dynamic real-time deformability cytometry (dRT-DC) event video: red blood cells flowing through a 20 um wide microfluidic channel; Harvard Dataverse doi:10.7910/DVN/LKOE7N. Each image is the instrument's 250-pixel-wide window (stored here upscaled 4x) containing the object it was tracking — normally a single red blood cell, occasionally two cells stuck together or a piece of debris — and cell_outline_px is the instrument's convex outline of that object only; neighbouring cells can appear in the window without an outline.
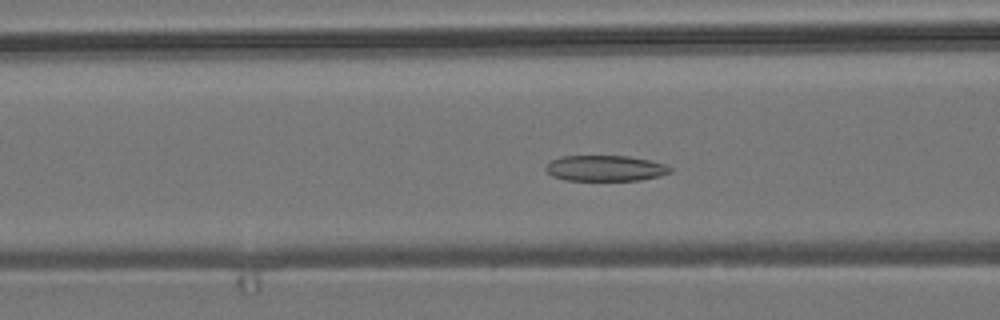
{"species": "common noctule bat (a hibernating species)", "species_latin": "Nyctalus noctula", "temperature_condition": "room temperature", "stored_images_in_passage": 54, "camera_frame_rate_fps": 3000, "um_per_image_px": 0.085, "animal": {"sex": "male", "body_mass_g": 19.2, "forearm_length_mm": 51.8}, "frame": {"image": 1, "passage_image": 21, "time_ms": 6.667, "image_size_px": [1000, 320], "cell_outline_px": [[672, 172], [660, 176], [640, 180], [568, 180], [552, 176], [544, 168], [552, 160], [560, 156], [628, 156], [648, 160], [664, 164], [672, 168]], "centroid_in_image_um": [51.46, 14.3], "position_along_channel_um": 115.1, "area_um2": 18.55}}
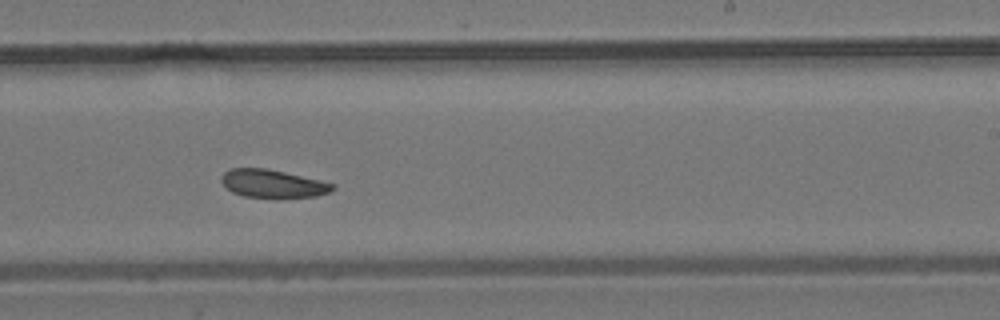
{"frame": {"image": 2, "passage_image": 33, "time_ms": 10.667, "image_size_px": [1000, 320], "cell_outline_px": [[336, 188], [332, 192], [316, 196], [244, 196], [232, 192], [220, 180], [220, 176], [228, 168], [268, 168], [320, 180], [336, 184]], "centroid_in_image_um": [23.19, 15.57], "position_along_channel_um": 265.8, "area_um2": 17.92}}
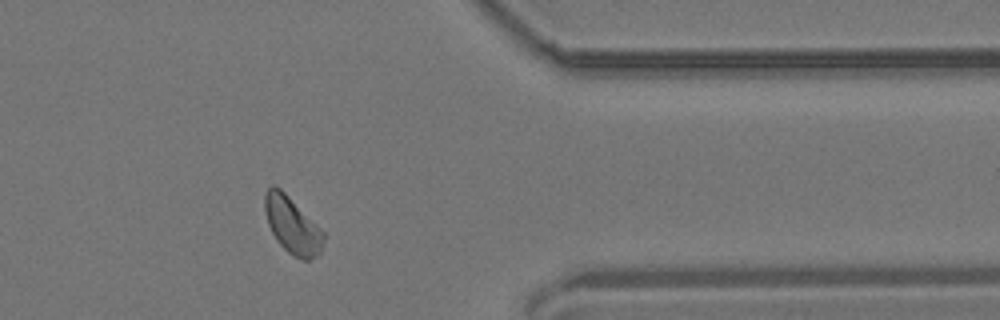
{"frame": {"image": 3, "passage_image": 44, "time_ms": 14.333, "image_size_px": [1000, 320], "cell_outline_px": [[324, 240], [320, 252], [316, 256], [308, 260], [304, 260], [292, 256], [276, 240], [268, 224], [264, 212], [264, 196], [268, 188], [272, 184], [280, 188], [324, 232]], "centroid_in_image_um": [24.82, 19.15], "position_along_channel_um": 386.6, "area_um2": 19.19}}